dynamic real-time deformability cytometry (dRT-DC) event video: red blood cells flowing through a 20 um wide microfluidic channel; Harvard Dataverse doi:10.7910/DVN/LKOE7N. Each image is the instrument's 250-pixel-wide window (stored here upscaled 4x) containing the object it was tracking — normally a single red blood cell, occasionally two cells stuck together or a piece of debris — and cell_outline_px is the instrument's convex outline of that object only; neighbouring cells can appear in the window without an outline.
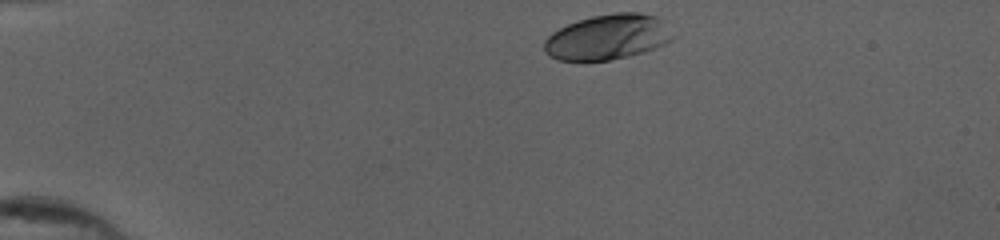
{"species": "human", "species_latin": "Homo sapiens", "temperature_condition": "cold", "stored_images_in_passage": 35, "camera_frame_rate_fps": 3000, "um_per_image_px": 0.085, "donor": {"sex": "female"}, "frame": {"image": 1, "passage_image": 1, "time_ms": 0.0, "image_size_px": [1000, 240], "cell_outline_px": [[676, 36], [672, 40], [664, 44], [644, 52], [628, 56], [608, 60], [556, 60], [544, 52], [544, 40], [552, 32], [568, 24], [592, 16], [616, 12], [640, 12], [656, 16], [664, 20]], "centroid_in_image_um": [51.69, 3.14], "position_along_channel_um": 33.3, "area_um2": 34.1}}
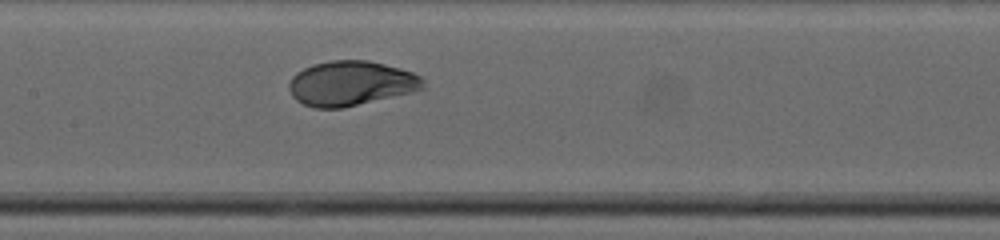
{"frame": {"image": 2, "passage_image": 18, "time_ms": 5.667, "image_size_px": [1000, 240], "cell_outline_px": [[424, 88], [412, 92], [344, 108], [316, 108], [304, 104], [296, 100], [292, 96], [288, 88], [288, 84], [292, 76], [296, 72], [312, 64], [328, 60], [368, 60], [400, 68], [412, 72], [420, 76], [424, 80]], "centroid_in_image_um": [29.81, 7.08], "position_along_channel_um": 177.6, "area_um2": 35.14}}
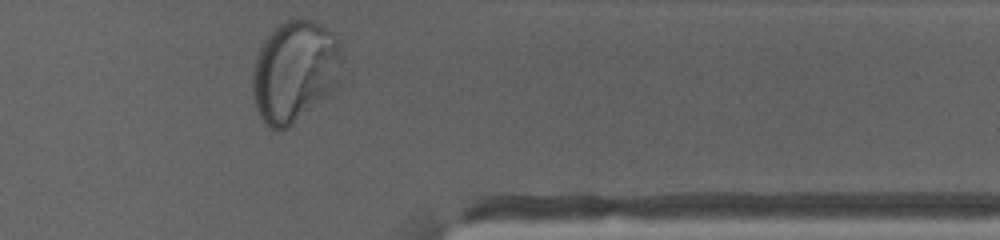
{"frame": {"image": 3, "passage_image": 35, "time_ms": 11.333, "image_size_px": [1000, 240], "cell_outline_px": [[340, 64], [336, 84], [328, 96], [288, 128], [280, 132], [272, 128], [260, 116], [256, 104], [252, 88], [252, 72], [256, 56], [264, 40], [280, 24], [288, 20], [312, 20], [332, 32], [336, 36], [340, 52]], "centroid_in_image_um": [25.03, 6.09], "position_along_channel_um": 386.4, "area_um2": 52.19}, "authors_computed_cell_mechanics": {"area_um2": 34.391, "velocity_mm_per_s": 3.7966, "shape_relaxation_time_tau1_ms": 3.5146, "shape_relaxation_time_tau2_ms": null, "deformation_change_tau1": 0.1834, "deformation_change_tau2": null}}